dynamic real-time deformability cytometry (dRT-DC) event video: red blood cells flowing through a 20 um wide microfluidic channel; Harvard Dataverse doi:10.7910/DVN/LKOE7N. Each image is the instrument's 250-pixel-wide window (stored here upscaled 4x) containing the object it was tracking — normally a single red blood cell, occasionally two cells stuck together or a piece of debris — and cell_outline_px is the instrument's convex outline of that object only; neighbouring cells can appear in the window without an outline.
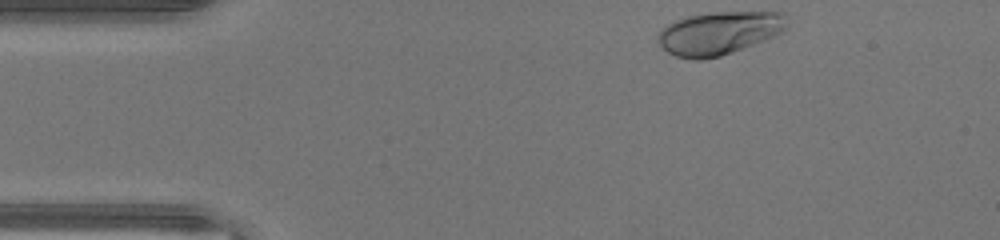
{"species": "human", "species_latin": "Homo sapiens", "temperature_condition": "warm", "stored_images_in_passage": 32, "camera_frame_rate_fps": 3000, "um_per_image_px": 0.085, "donor": {"sex": "male"}, "frame": {"image": 1, "passage_image": 1, "time_ms": 0.0, "image_size_px": [1000, 240], "cell_outline_px": [[788, 28], [784, 32], [764, 40], [732, 52], [720, 56], [700, 60], [692, 60], [676, 56], [668, 52], [656, 40], [656, 36], [660, 28], [676, 20], [688, 16], [708, 12], [780, 12], [788, 24]], "centroid_in_image_um": [61.09, 2.81], "position_along_channel_um": 23.9, "area_um2": 32.48}}
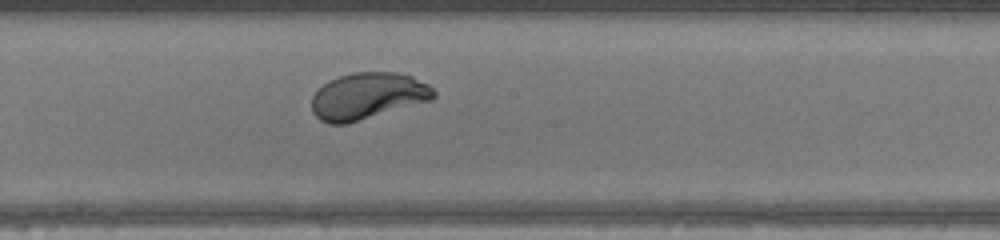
{"frame": {"image": 2, "passage_image": 19, "time_ms": 6.0, "image_size_px": [1000, 240], "cell_outline_px": [[436, 96], [432, 100], [348, 124], [328, 124], [320, 120], [312, 112], [312, 96], [328, 80], [352, 72], [396, 72], [412, 76], [428, 84], [436, 92]], "centroid_in_image_um": [31.26, 8.17], "position_along_channel_um": 216.9, "area_um2": 33.35}}
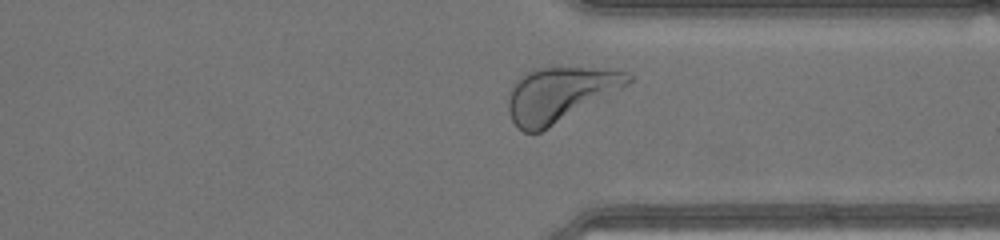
{"frame": {"image": 3, "passage_image": 29, "time_ms": 9.333, "image_size_px": [1000, 240], "cell_outline_px": [[632, 80], [628, 84], [540, 132], [524, 132], [512, 120], [508, 112], [508, 92], [516, 80], [524, 72], [536, 68], [592, 68], [628, 72], [632, 76]], "centroid_in_image_um": [47.51, 8.0], "position_along_channel_um": 363.9, "area_um2": 37.28}, "authors_computed_cell_mechanics": {"area_um2": 32.5125, "velocity_mm_per_s": 4.4268, "shape_relaxation_time_tau1_ms": 1.6432, "shape_relaxation_time_tau2_ms": null, "deformation_change_tau1": 0.1553, "deformation_change_tau2": null}}